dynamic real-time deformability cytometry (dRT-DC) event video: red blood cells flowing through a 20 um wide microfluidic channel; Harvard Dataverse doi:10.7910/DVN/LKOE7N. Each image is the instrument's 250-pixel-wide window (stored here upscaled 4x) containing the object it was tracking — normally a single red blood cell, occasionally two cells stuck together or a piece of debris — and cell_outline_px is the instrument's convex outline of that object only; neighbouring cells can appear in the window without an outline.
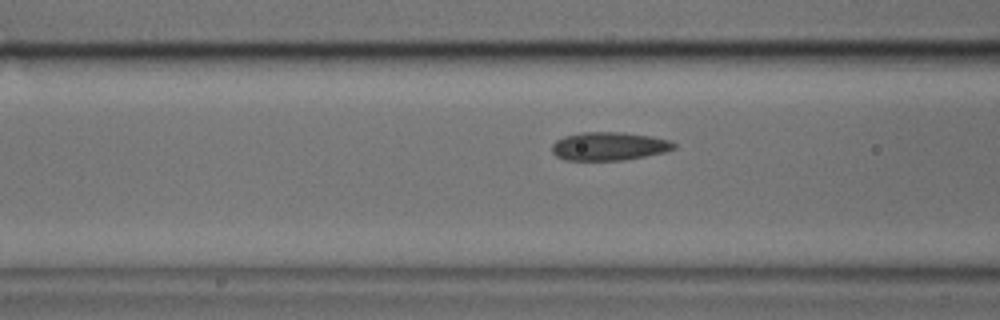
{"species": "common noctule bat (a hibernating species)", "species_latin": "Nyctalus noctula", "temperature_condition": "cold", "stored_images_in_passage": 13, "camera_frame_rate_fps": 3000, "um_per_image_px": 0.085, "animal": {"sex": "male", "body_mass_g": 17.9, "forearm_length_mm": 54.2}, "frame": {"image": 1, "passage_image": 11, "time_ms": 3.333, "image_size_px": [1000, 320], "cell_outline_px": [[676, 148], [668, 152], [624, 160], [564, 160], [556, 156], [552, 152], [552, 144], [556, 140], [564, 136], [584, 132], [624, 132], [652, 136], [668, 140], [676, 144]], "centroid_in_image_um": [51.79, 12.43], "position_along_channel_um": 114.8, "area_um2": 20.35}}